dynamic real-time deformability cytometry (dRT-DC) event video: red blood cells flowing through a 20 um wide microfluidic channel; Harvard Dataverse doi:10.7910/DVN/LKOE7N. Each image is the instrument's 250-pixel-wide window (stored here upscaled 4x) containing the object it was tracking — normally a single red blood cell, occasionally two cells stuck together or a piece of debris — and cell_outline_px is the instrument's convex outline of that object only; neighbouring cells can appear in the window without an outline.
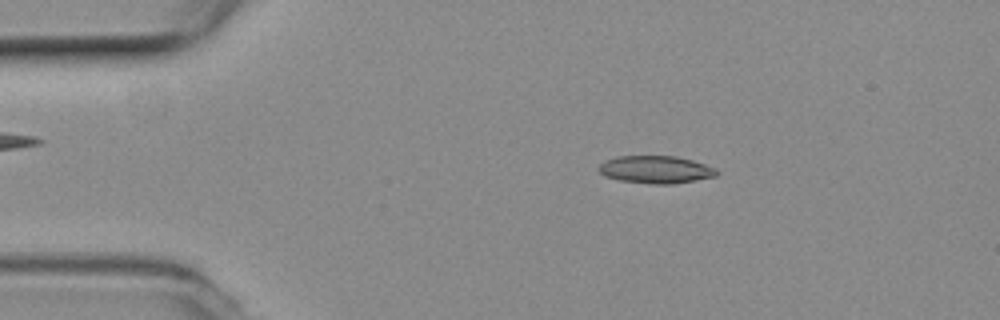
{"species": "common noctule bat (a hibernating species)", "species_latin": "Nyctalus noctula", "temperature_condition": "room temperature", "stored_images_in_passage": 52, "camera_frame_rate_fps": 3000, "um_per_image_px": 0.085, "animal": {"sex": "female", "body_mass_g": 19.3, "forearm_length_mm": 54.1}, "frame": {"image": 1, "passage_image": 9, "time_ms": 2.667, "image_size_px": [1000, 320], "cell_outline_px": [[720, 172], [716, 176], [696, 180], [672, 184], [652, 184], [620, 180], [604, 176], [596, 168], [604, 160], [616, 156], [676, 156], [692, 160], [716, 168]], "centroid_in_image_um": [55.72, 14.41], "position_along_channel_um": 29.3, "area_um2": 19.07}}
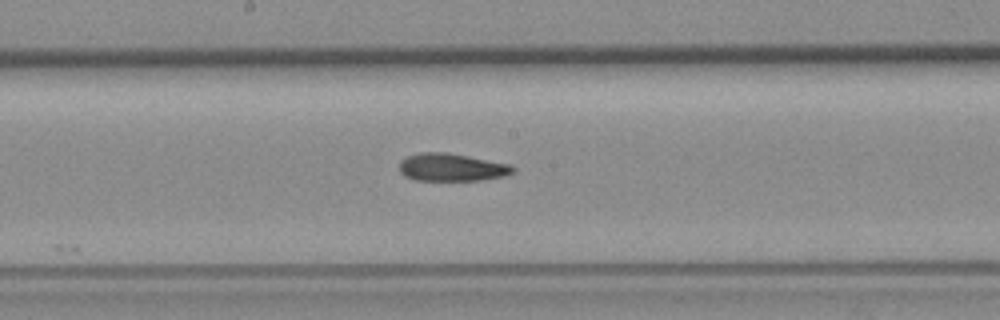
{"frame": {"image": 2, "passage_image": 27, "time_ms": 8.667, "image_size_px": [1000, 320], "cell_outline_px": [[516, 172], [504, 176], [480, 180], [416, 180], [404, 176], [400, 172], [400, 160], [408, 156], [420, 152], [448, 152], [512, 164], [516, 168]], "centroid_in_image_um": [38.43, 14.21], "position_along_channel_um": 209.8, "area_um2": 18.55}}
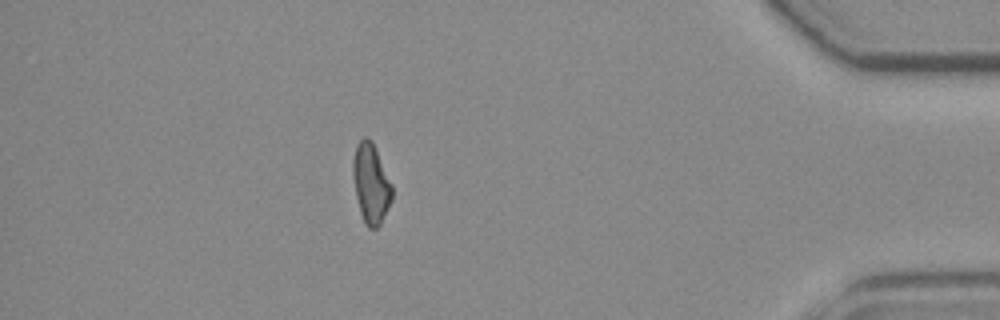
{"frame": {"image": 3, "passage_image": 46, "time_ms": 15.0, "image_size_px": [1000, 320], "cell_outline_px": [[392, 200], [380, 224], [376, 228], [368, 228], [364, 224], [360, 212], [356, 196], [352, 176], [352, 160], [356, 144], [364, 136], [372, 140], [392, 184]], "centroid_in_image_um": [31.51, 15.58], "position_along_channel_um": 403.7, "area_um2": 18.32}, "authors_computed_cell_mechanics": {"area_um2": 18.5249, "velocity_mm_per_s": 3.855, "shape_relaxation_time_tau1_ms": null, "shape_relaxation_time_tau2_ms": 8.121, "deformation_change_tau1": null, "deformation_change_tau2": 0.1803}}